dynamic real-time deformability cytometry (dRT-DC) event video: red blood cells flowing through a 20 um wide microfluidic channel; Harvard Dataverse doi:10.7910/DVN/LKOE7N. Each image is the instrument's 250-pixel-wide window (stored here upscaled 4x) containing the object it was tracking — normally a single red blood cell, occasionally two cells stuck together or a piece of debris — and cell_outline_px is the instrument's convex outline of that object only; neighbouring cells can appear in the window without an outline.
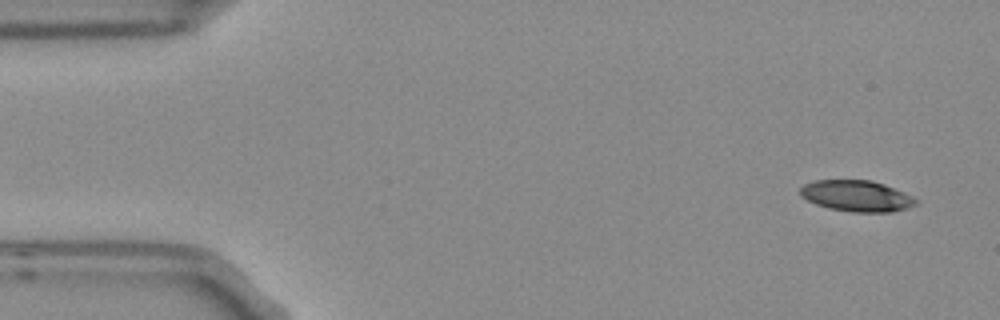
{"species": "Egyptian fruit bat (a non-hibernating species)", "species_latin": "Rousettus aegyptiacus", "temperature_condition": "room temperature", "stored_images_in_passage": 4, "camera_frame_rate_fps": 3000, "um_per_image_px": 0.085, "frame": {"image": 1, "passage_image": 1, "time_ms": 0.0, "image_size_px": [1000, 320], "cell_outline_px": [[920, 204], [908, 208], [892, 212], [852, 212], [828, 208], [816, 204], [800, 196], [800, 188], [804, 184], [812, 180], [872, 180], [884, 184], [912, 196], [920, 200]], "centroid_in_image_um": [72.84, 16.66], "position_along_channel_um": 12.2, "area_um2": 21.21}}